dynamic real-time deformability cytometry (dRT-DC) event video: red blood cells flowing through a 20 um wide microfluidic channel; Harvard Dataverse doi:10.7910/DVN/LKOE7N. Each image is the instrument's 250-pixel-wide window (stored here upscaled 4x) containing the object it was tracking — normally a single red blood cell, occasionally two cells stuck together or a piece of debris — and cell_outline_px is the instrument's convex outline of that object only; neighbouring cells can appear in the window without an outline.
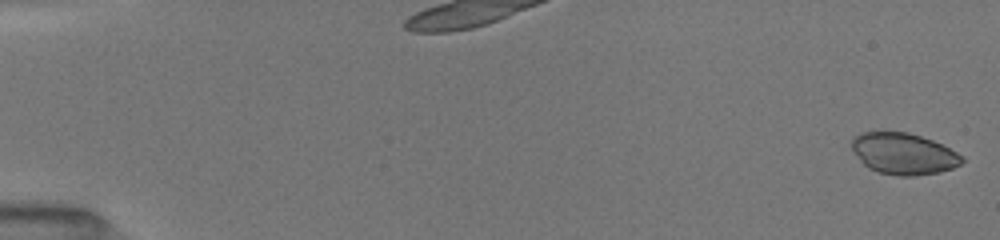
{"species": "common noctule bat (a hibernating species)", "species_latin": "Nyctalus noctula", "temperature_condition": "room temperature", "stored_images_in_passage": 25, "camera_frame_rate_fps": 3000, "um_per_image_px": 0.085, "animal": {"sex": "female", "body_mass_g": 19.5, "forearm_length_mm": 54.1}, "frame": {"image": 1, "passage_image": 1, "time_ms": 0.0, "image_size_px": [1000, 240], "cell_outline_px": [[964, 160], [960, 164], [952, 168], [940, 172], [916, 176], [900, 176], [876, 172], [868, 168], [852, 152], [852, 136], [860, 132], [908, 132], [932, 140], [964, 156]], "centroid_in_image_um": [76.77, 13.07], "position_along_channel_um": 8.2, "area_um2": 26.7}}
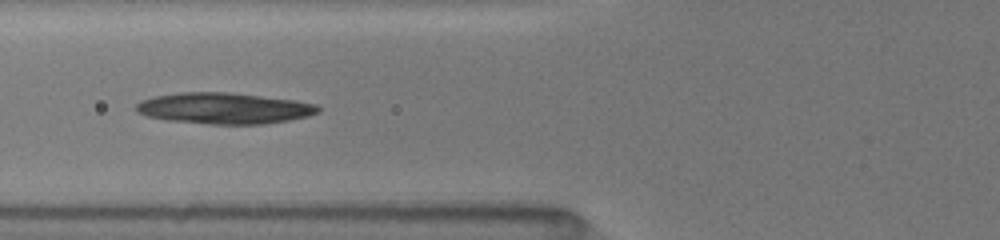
{"frame": {"image": 2, "passage_image": 18, "time_ms": 6.667, "image_size_px": [1000, 240], "cell_outline_px": [[320, 112], [308, 116], [288, 120], [264, 124], [208, 124], [168, 120], [148, 116], [136, 112], [136, 104], [140, 100], [152, 96], [180, 92], [228, 92], [296, 100], [316, 104], [320, 108]], "centroid_in_image_um": [19.04, 9.2], "position_along_channel_um": 106.8, "area_um2": 33.12}}
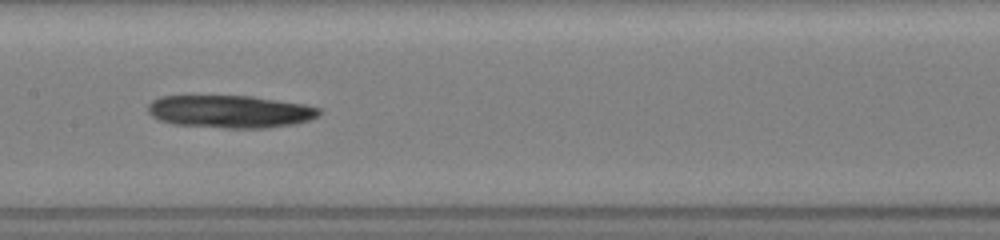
{"frame": {"image": 3, "passage_image": 23, "time_ms": 8.667, "image_size_px": [1000, 240], "cell_outline_px": [[324, 112], [320, 116], [296, 124], [268, 128], [224, 128], [172, 124], [160, 120], [152, 116], [148, 112], [148, 104], [152, 100], [160, 96], [252, 96], [304, 104], [320, 108]], "centroid_in_image_um": [19.59, 9.49], "position_along_channel_um": 187.8, "area_um2": 32.89}}